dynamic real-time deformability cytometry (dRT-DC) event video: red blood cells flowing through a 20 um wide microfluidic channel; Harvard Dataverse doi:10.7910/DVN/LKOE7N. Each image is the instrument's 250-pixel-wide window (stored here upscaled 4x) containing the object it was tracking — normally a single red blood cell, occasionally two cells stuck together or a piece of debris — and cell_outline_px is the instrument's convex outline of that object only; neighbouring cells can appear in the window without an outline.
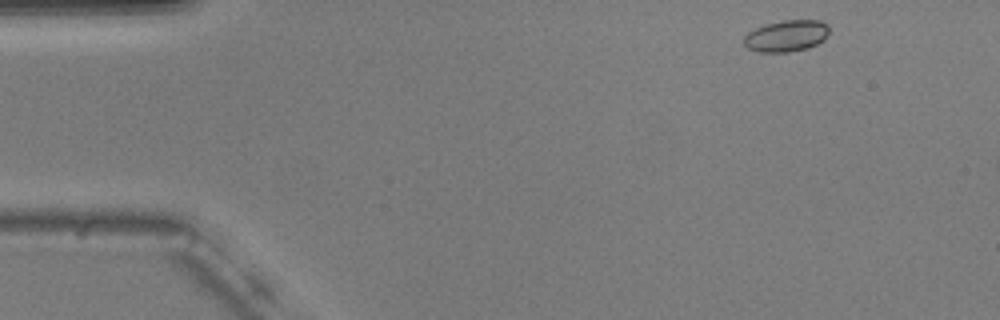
{"species": "common noctule bat (a hibernating species)", "species_latin": "Nyctalus noctula", "temperature_condition": "warm", "stored_images_in_passage": 10, "camera_frame_rate_fps": 3000, "um_per_image_px": 0.085, "animal": {"sex": "male", "body_mass_g": 20.5, "forearm_length_mm": 52.5}, "frame": {"image": 1, "passage_image": 1, "time_ms": 0.0, "image_size_px": [1000, 320], "cell_outline_px": [[828, 32], [824, 40], [808, 48], [788, 52], [756, 52], [748, 48], [744, 44], [744, 36], [748, 32], [756, 28], [768, 24], [784, 20], [820, 20], [828, 24]], "centroid_in_image_um": [66.84, 3.06], "position_along_channel_um": 18.2, "area_um2": 15.61}}